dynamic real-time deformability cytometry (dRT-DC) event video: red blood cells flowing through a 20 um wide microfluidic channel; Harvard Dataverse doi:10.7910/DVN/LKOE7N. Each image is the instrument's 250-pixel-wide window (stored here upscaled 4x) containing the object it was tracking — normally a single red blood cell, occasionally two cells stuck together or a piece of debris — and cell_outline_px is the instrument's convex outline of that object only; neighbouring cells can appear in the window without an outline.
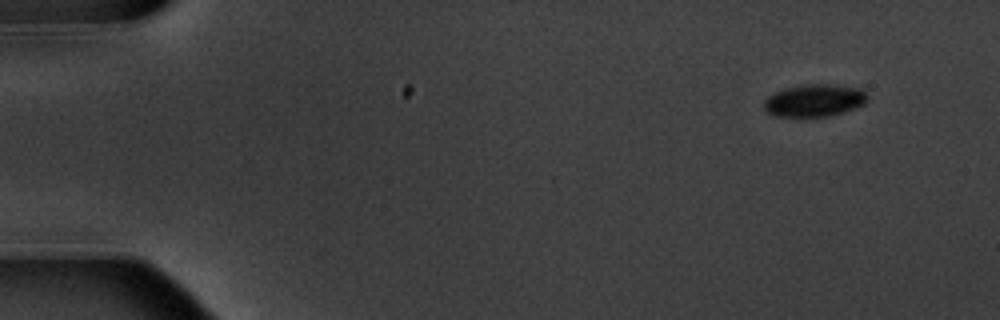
{"species": "common noctule bat (a hibernating species)", "species_latin": "Nyctalus noctula", "temperature_condition": "warm", "stored_images_in_passage": 6, "camera_frame_rate_fps": 3000, "um_per_image_px": 0.085, "animal": {"sex": "male", "body_mass_g": 20.1, "forearm_length_mm": 53.5}, "frame": {"image": 1, "passage_image": 1, "time_ms": 0.0, "image_size_px": [1000, 320], "cell_outline_px": [[868, 100], [864, 104], [828, 116], [804, 120], [776, 116], [768, 112], [764, 108], [764, 100], [768, 96], [776, 92], [788, 88], [808, 84], [824, 84], [860, 88], [868, 96]], "centroid_in_image_um": [69.18, 8.59], "position_along_channel_um": 15.8, "area_um2": 19.77}}
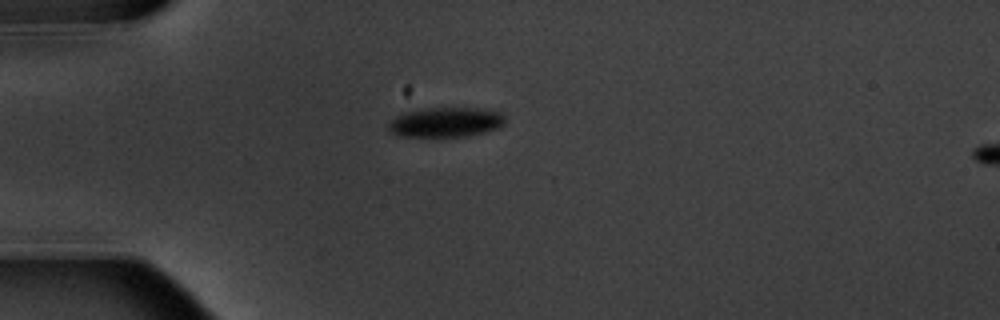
{"frame": {"image": 2, "passage_image": 4, "time_ms": 3.667, "image_size_px": [1000, 320], "cell_outline_px": [[504, 124], [496, 128], [484, 132], [464, 136], [396, 136], [388, 128], [388, 124], [396, 116], [408, 112], [428, 108], [476, 108], [500, 112], [504, 116]], "centroid_in_image_um": [37.88, 10.39], "position_along_channel_um": 47.1, "area_um2": 19.83}}
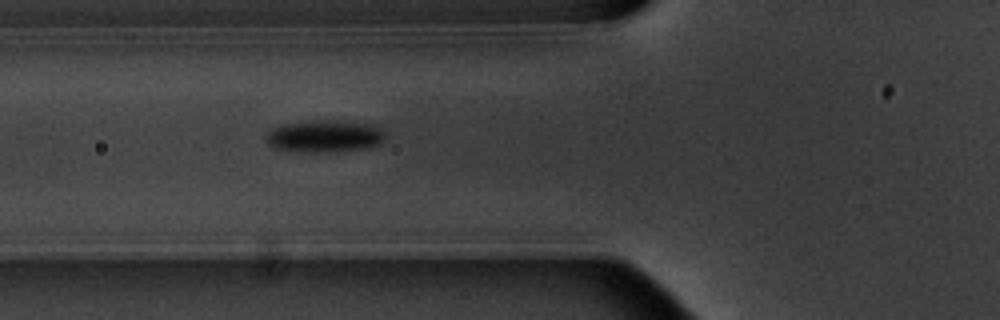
{"frame": {"image": 3, "passage_image": 6, "time_ms": 5.667, "image_size_px": [1000, 320], "cell_outline_px": [[384, 140], [380, 144], [368, 148], [328, 152], [300, 152], [276, 148], [268, 144], [268, 132], [272, 128], [280, 124], [312, 120], [340, 120], [372, 124], [380, 128], [384, 132]], "centroid_in_image_um": [27.62, 11.56], "position_along_channel_um": 98.2, "area_um2": 22.54}}